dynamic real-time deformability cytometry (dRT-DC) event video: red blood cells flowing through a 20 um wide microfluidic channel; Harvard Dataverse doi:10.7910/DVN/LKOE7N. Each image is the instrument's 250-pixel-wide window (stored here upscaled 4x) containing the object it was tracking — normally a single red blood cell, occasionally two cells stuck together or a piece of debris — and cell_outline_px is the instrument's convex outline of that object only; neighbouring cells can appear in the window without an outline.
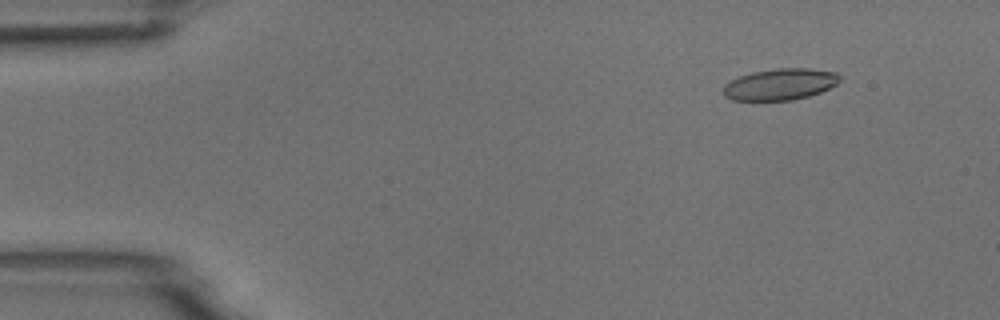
{"species": "common noctule bat (a hibernating species)", "species_latin": "Nyctalus noctula", "temperature_condition": "room temperature", "stored_images_in_passage": 54, "camera_frame_rate_fps": 3000, "um_per_image_px": 0.085, "animal": {"sex": "male", "body_mass_g": 18.8}, "frame": {"image": 1, "passage_image": 6, "time_ms": 1.667, "image_size_px": [1000, 320], "cell_outline_px": [[840, 80], [836, 84], [820, 92], [808, 96], [792, 100], [732, 100], [724, 96], [724, 84], [740, 76], [752, 72], [776, 68], [808, 68], [836, 72], [840, 76]], "centroid_in_image_um": [66.31, 7.16], "position_along_channel_um": 18.7, "area_um2": 21.21}}
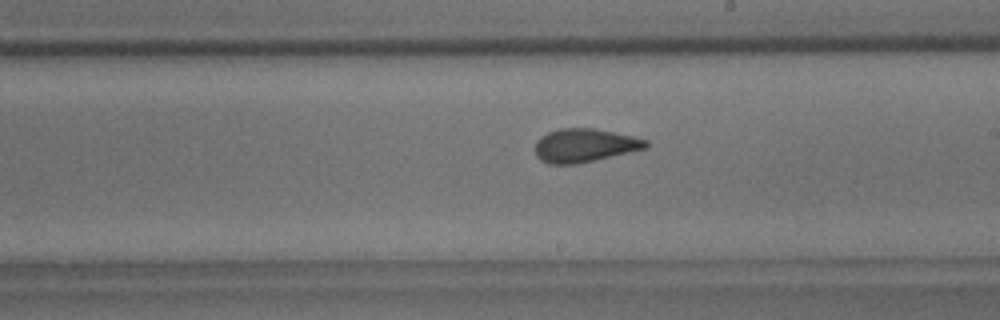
{"frame": {"image": 2, "passage_image": 31, "time_ms": 10.0, "image_size_px": [1000, 320], "cell_outline_px": [[648, 148], [576, 164], [548, 164], [540, 160], [536, 156], [536, 140], [540, 136], [548, 132], [560, 128], [592, 128], [632, 136], [648, 140]], "centroid_in_image_um": [49.67, 12.36], "position_along_channel_um": 239.3, "area_um2": 21.56}}
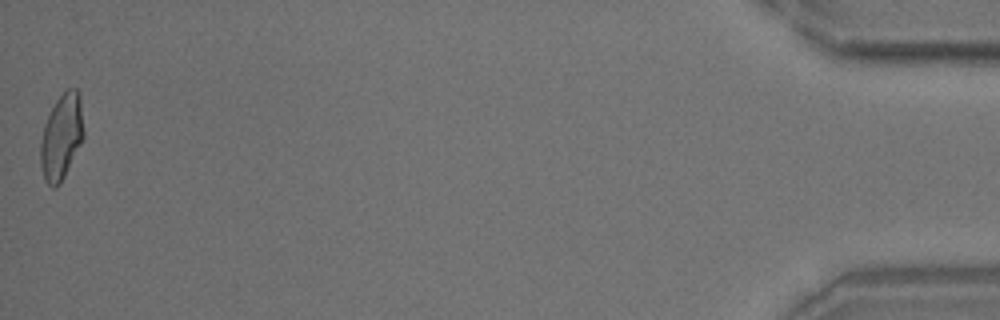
{"frame": {"image": 3, "passage_image": 54, "time_ms": 17.667, "image_size_px": [1000, 320], "cell_outline_px": [[84, 136], [60, 184], [56, 188], [52, 188], [44, 180], [40, 164], [40, 140], [44, 124], [56, 100], [68, 88], [76, 88], [80, 92], [84, 132]], "centroid_in_image_um": [5.22, 11.62], "position_along_channel_um": 430.0, "area_um2": 21.56}, "authors_computed_cell_mechanics": {"area_um2": 21.5594, "velocity_mm_per_s": 3.7313, "shape_relaxation_time_tau1_ms": null, "shape_relaxation_time_tau2_ms": 1.2995, "deformation_change_tau1": null, "deformation_change_tau2": 0.0812}}